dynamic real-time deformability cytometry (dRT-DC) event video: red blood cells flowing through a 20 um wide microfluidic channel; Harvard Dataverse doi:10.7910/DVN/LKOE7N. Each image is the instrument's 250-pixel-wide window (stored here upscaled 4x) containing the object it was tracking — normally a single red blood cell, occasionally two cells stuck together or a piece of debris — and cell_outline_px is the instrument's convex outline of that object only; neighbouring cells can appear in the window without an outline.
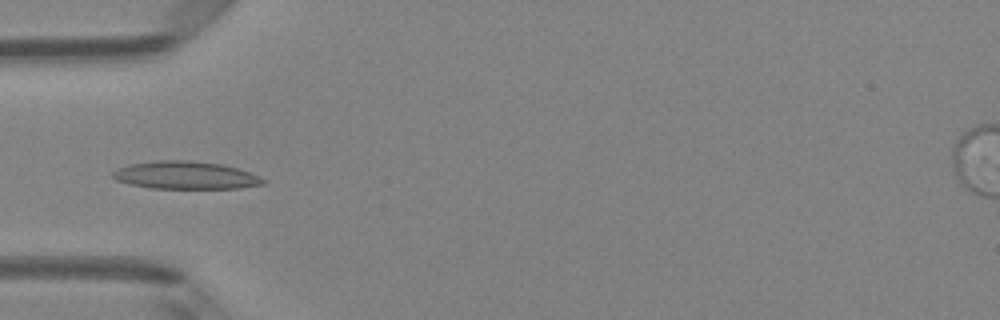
{"species": "Egyptian fruit bat (a non-hibernating species)", "species_latin": "Rousettus aegyptiacus", "temperature_condition": "room temperature", "stored_images_in_passage": 4, "camera_frame_rate_fps": 3000, "um_per_image_px": 0.085, "animal": {"sex": "female"}, "frame": {"image": 1, "passage_image": 4, "time_ms": 1.0, "image_size_px": [1000, 320], "cell_outline_px": [[268, 184], [240, 188], [152, 188], [132, 184], [116, 180], [112, 176], [112, 172], [128, 164], [156, 160], [188, 160], [224, 164], [248, 172], [268, 180]], "centroid_in_image_um": [15.82, 14.89], "position_along_channel_um": 69.2, "area_um2": 24.33}}